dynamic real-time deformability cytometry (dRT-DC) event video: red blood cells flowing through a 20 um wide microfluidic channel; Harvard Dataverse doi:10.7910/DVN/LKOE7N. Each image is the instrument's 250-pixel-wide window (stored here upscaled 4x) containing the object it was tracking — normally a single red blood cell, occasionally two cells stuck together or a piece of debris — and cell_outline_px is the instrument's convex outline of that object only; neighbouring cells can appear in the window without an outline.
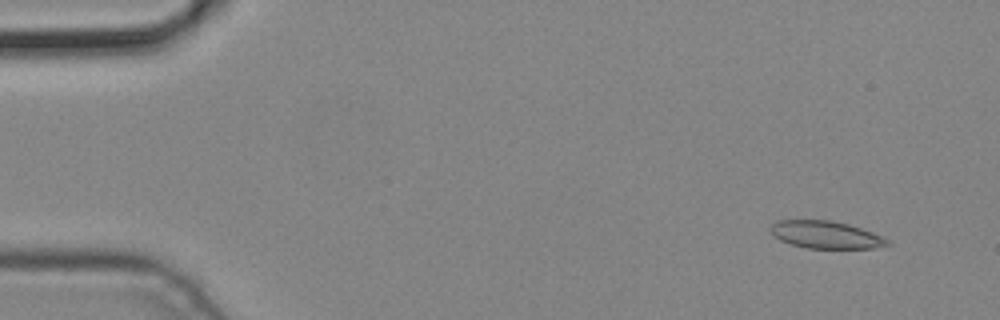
{"species": "common noctule bat (a hibernating species)", "species_latin": "Nyctalus noctula", "temperature_condition": "cold", "stored_images_in_passage": 5, "camera_frame_rate_fps": 3000, "um_per_image_px": 0.085, "animal": {"sex": "male", "body_mass_g": 19.2, "forearm_length_mm": 51.8}, "frame": {"image": 1, "passage_image": 1, "time_ms": 0.0, "image_size_px": [1000, 320], "cell_outline_px": [[892, 244], [872, 248], [808, 248], [792, 244], [780, 240], [772, 236], [768, 228], [776, 220], [832, 220], [848, 224], [872, 232], [888, 240]], "centroid_in_image_um": [70.13, 19.94], "position_along_channel_um": 14.9, "area_um2": 18.67}}
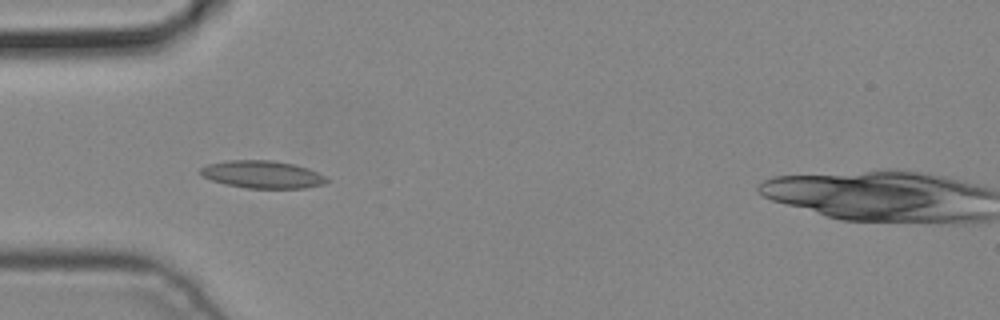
{"frame": {"image": 2, "passage_image": 4, "time_ms": 1.0, "image_size_px": [1000, 320], "cell_outline_px": [[328, 180], [324, 184], [304, 188], [248, 188], [224, 184], [212, 180], [204, 176], [200, 172], [200, 168], [208, 164], [228, 160], [272, 160], [292, 164], [308, 168], [324, 176]], "centroid_in_image_um": [22.29, 14.83], "position_along_channel_um": 62.7, "area_um2": 20.06}}
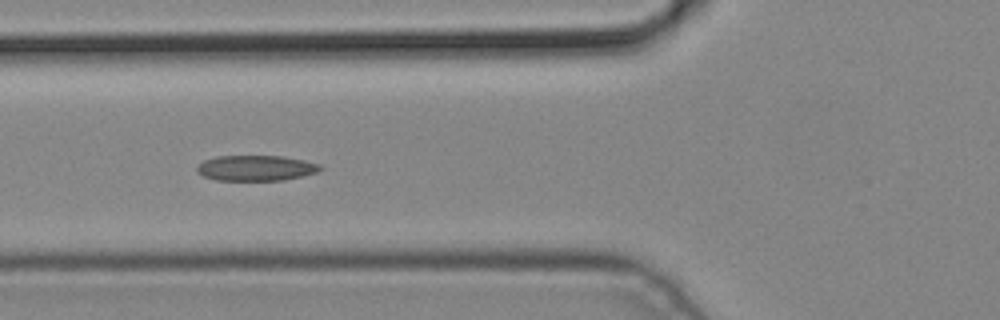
{"frame": {"image": 3, "passage_image": 5, "time_ms": 1.333, "image_size_px": [1000, 320], "cell_outline_px": [[324, 168], [316, 172], [284, 180], [216, 180], [204, 176], [196, 172], [196, 168], [204, 160], [216, 156], [284, 156], [304, 160], [320, 164]], "centroid_in_image_um": [21.75, 14.28], "position_along_channel_um": 104.0, "area_um2": 18.26}}